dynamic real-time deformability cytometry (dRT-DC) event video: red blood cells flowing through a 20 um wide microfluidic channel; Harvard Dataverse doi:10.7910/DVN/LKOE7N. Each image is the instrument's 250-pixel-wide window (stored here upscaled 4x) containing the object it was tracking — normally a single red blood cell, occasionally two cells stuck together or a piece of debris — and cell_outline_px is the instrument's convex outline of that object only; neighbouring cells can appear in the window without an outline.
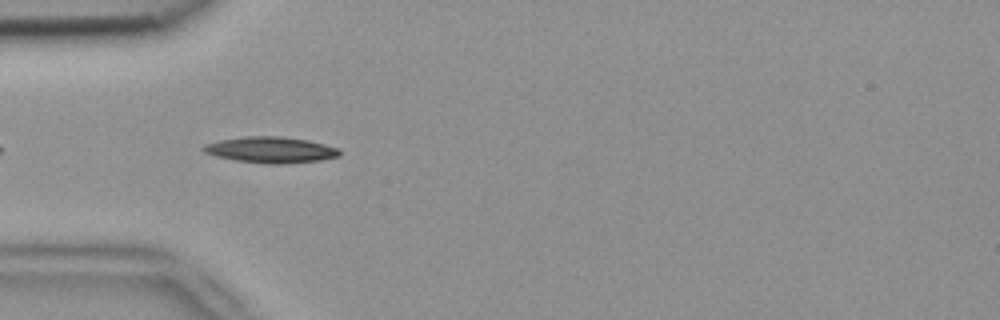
{"species": "common noctule bat (a hibernating species)", "species_latin": "Nyctalus noctula", "temperature_condition": "room temperature", "stored_images_in_passage": 9, "camera_frame_rate_fps": 3000, "um_per_image_px": 0.085, "animal": {"sex": "female", "body_mass_g": 18.4}, "frame": {"image": 1, "passage_image": 3, "time_ms": 0.667, "image_size_px": [1000, 320], "cell_outline_px": [[340, 156], [320, 160], [284, 164], [272, 164], [236, 160], [216, 156], [204, 152], [200, 148], [204, 144], [220, 140], [244, 136], [280, 136], [308, 140], [340, 148]], "centroid_in_image_um": [23.02, 12.73], "position_along_channel_um": 62.0, "area_um2": 20.69}}